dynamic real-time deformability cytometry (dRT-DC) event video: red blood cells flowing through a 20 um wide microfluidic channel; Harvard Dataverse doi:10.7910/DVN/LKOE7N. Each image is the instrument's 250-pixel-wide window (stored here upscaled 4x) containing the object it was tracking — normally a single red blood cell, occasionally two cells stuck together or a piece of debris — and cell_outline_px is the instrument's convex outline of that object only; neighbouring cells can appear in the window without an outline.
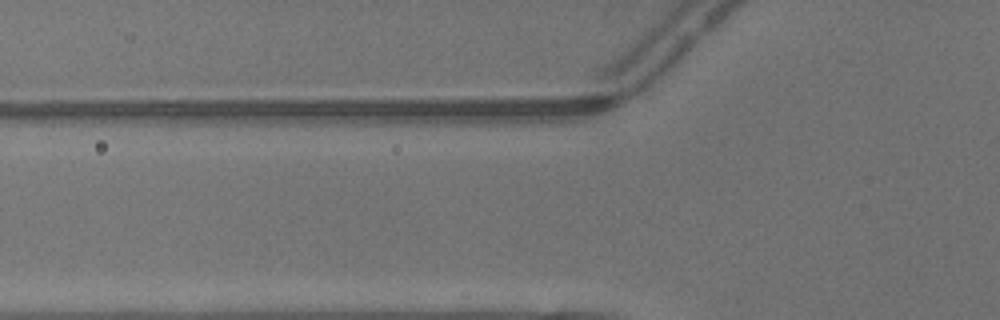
{"species": "common noctule bat (a hibernating species)", "species_latin": "Nyctalus noctula", "temperature_condition": "warm", "stored_images_in_passage": 3, "camera_frame_rate_fps": 3000, "um_per_image_px": 0.085, "animal": {"sex": "male", "body_mass_g": 13.3}, "frame": {"image": 1, "passage_image": 2, "time_ms": 0.333, "image_size_px": [1000, 320], "cell_outline_px": [[688, 76], [680, 84], [648, 108], [636, 88], [684, 40]], "centroid_in_image_um": [56.52, 6.54], "position_along_channel_um": 69.3, "area_um2": 11.44}}